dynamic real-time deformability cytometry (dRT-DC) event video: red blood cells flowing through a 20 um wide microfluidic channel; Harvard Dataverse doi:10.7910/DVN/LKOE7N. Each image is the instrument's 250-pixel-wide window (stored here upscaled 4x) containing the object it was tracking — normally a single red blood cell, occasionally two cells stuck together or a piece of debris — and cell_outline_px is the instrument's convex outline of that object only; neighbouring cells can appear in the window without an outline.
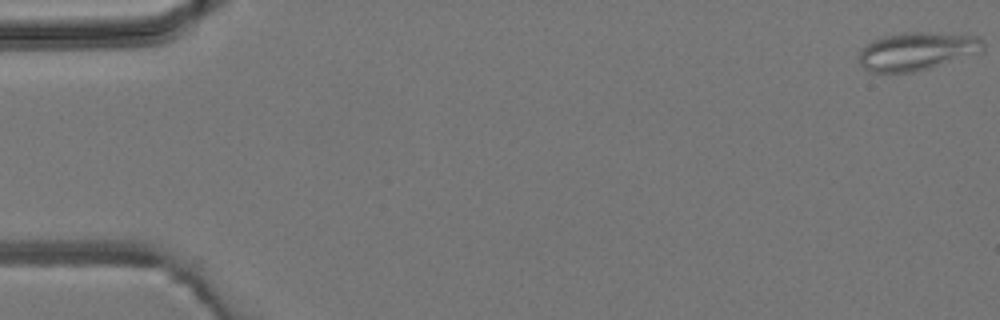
{"species": "common noctule bat (a hibernating species)", "species_latin": "Nyctalus noctula", "temperature_condition": "room temperature", "stored_images_in_passage": 5, "camera_frame_rate_fps": 3000, "um_per_image_px": 0.085, "animal": {"sex": "male", "body_mass_g": 19.2, "forearm_length_mm": 51.8}, "frame": {"image": 1, "passage_image": 1, "time_ms": 0.0, "image_size_px": [1000, 320], "cell_outline_px": [[984, 52], [928, 68], [912, 72], [868, 72], [860, 64], [860, 48], [872, 40], [884, 36], [904, 32], [932, 32], [980, 36], [984, 40]], "centroid_in_image_um": [77.97, 4.34], "position_along_channel_um": 7.0, "area_um2": 27.8}}